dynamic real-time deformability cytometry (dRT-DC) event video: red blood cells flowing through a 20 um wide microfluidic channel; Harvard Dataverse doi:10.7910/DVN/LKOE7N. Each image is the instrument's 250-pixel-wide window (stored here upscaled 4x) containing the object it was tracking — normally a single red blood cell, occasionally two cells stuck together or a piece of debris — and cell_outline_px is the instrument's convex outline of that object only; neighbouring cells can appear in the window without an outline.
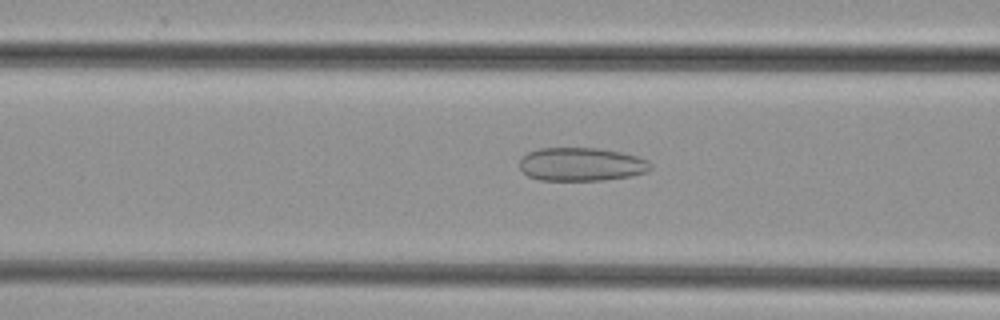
{"species": "common noctule bat (a hibernating species)", "species_latin": "Nyctalus noctula", "temperature_condition": "cold", "stored_images_in_passage": 31, "camera_frame_rate_fps": 3000, "um_per_image_px": 0.085, "animal": {"sex": "female", "body_mass_g": 29.2, "forearm_length_mm": 56.3}, "frame": {"image": 1, "passage_image": 10, "time_ms": 3.0, "image_size_px": [1000, 320], "cell_outline_px": [[652, 168], [648, 172], [632, 176], [600, 180], [540, 180], [528, 176], [520, 168], [520, 160], [528, 152], [540, 148], [596, 148], [620, 152], [636, 156], [648, 160], [652, 164]], "centroid_in_image_um": [49.44, 13.97], "position_along_channel_um": 117.2, "area_um2": 25.49}}
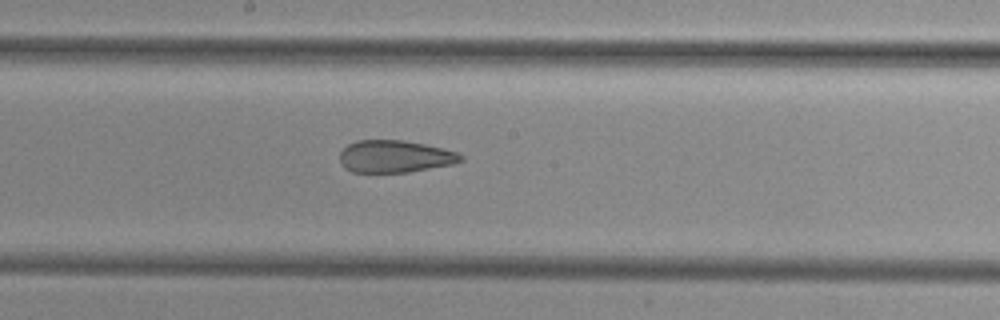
{"frame": {"image": 2, "passage_image": 17, "time_ms": 5.333, "image_size_px": [1000, 320], "cell_outline_px": [[464, 160], [452, 164], [408, 172], [352, 172], [344, 168], [340, 164], [340, 152], [348, 144], [356, 140], [404, 140], [424, 144], [456, 152], [464, 156]], "centroid_in_image_um": [33.53, 13.3], "position_along_channel_um": 214.7, "area_um2": 22.72}}
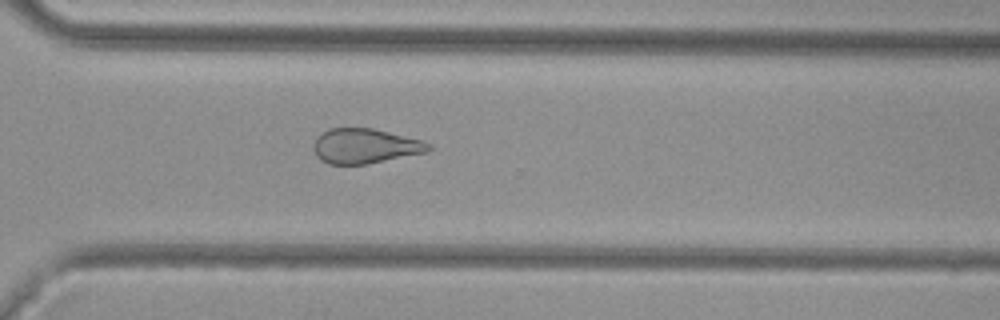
{"frame": {"image": 3, "passage_image": 26, "time_ms": 8.333, "image_size_px": [1000, 320], "cell_outline_px": [[432, 148], [428, 152], [368, 164], [328, 164], [320, 160], [316, 156], [312, 148], [312, 144], [328, 128], [372, 128], [424, 140], [432, 144]], "centroid_in_image_um": [31.06, 12.42], "position_along_channel_um": 339.5, "area_um2": 23.58}}